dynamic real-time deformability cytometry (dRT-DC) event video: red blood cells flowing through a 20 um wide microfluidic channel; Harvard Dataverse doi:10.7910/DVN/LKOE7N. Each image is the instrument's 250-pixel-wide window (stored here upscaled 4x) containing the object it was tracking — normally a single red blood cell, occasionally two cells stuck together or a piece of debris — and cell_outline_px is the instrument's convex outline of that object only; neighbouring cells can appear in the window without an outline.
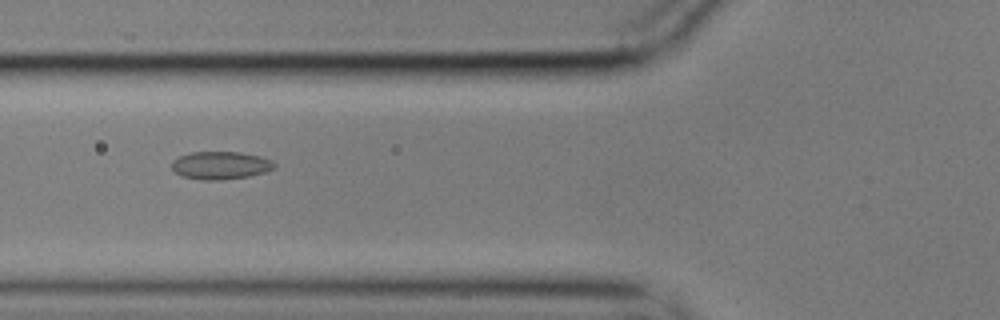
{"species": "common noctule bat (a hibernating species)", "species_latin": "Nyctalus noctula", "temperature_condition": "cold", "stored_images_in_passage": 42, "camera_frame_rate_fps": 3000, "um_per_image_px": 0.085, "animal": {"sex": "male", "body_mass_g": 17.9}, "frame": {"image": 1, "passage_image": 6, "time_ms": 1.667, "image_size_px": [1000, 320], "cell_outline_px": [[276, 168], [264, 172], [248, 176], [220, 180], [200, 180], [180, 176], [172, 168], [172, 160], [180, 156], [192, 152], [240, 152], [260, 156], [272, 160], [276, 164]], "centroid_in_image_um": [18.75, 14.06], "position_along_channel_um": 107.1, "area_um2": 16.7}}
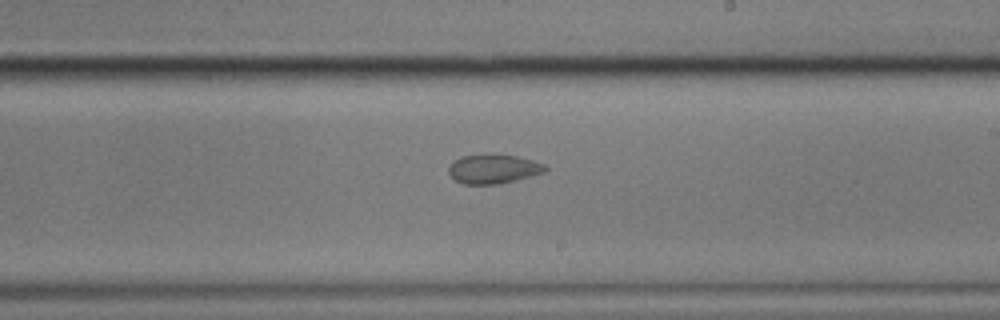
{"frame": {"image": 2, "passage_image": 18, "time_ms": 5.667, "image_size_px": [1000, 320], "cell_outline_px": [[548, 168], [544, 172], [532, 176], [500, 184], [464, 184], [456, 180], [448, 172], [448, 168], [460, 156], [484, 152], [492, 152], [516, 156], [532, 160], [544, 164]], "centroid_in_image_um": [41.94, 14.32], "position_along_channel_um": 247.1, "area_um2": 16.82}}
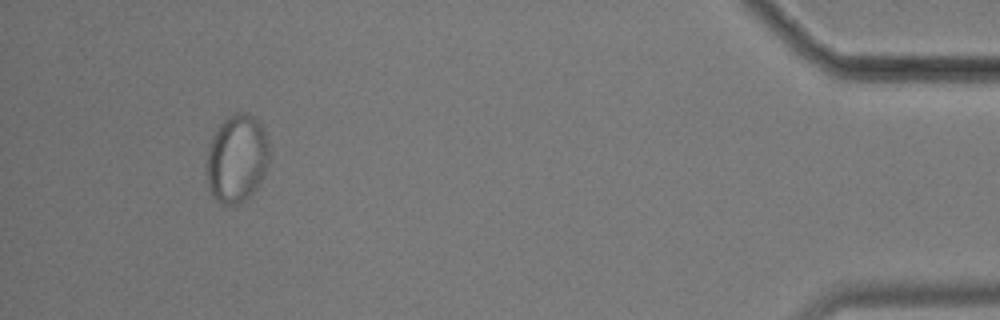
{"frame": {"image": 3, "passage_image": 38, "time_ms": 12.333, "image_size_px": [1000, 320], "cell_outline_px": [[268, 164], [264, 176], [260, 184], [240, 204], [220, 204], [212, 196], [208, 184], [208, 148], [220, 124], [232, 112], [240, 112], [252, 116], [264, 128], [268, 140]], "centroid_in_image_um": [20.15, 13.49], "position_along_channel_um": 415.0, "area_um2": 31.85}}